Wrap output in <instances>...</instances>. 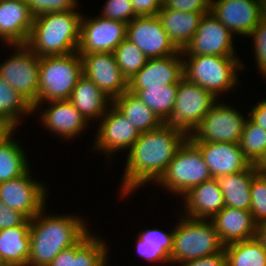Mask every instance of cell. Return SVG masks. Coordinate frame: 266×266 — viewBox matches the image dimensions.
Wrapping results in <instances>:
<instances>
[{"mask_svg":"<svg viewBox=\"0 0 266 266\" xmlns=\"http://www.w3.org/2000/svg\"><path fill=\"white\" fill-rule=\"evenodd\" d=\"M187 138L184 131L166 123L152 131L140 133L126 157L119 199L129 197L145 184H155Z\"/></svg>","mask_w":266,"mask_h":266,"instance_id":"cell-1","label":"cell"},{"mask_svg":"<svg viewBox=\"0 0 266 266\" xmlns=\"http://www.w3.org/2000/svg\"><path fill=\"white\" fill-rule=\"evenodd\" d=\"M44 207L30 220V256L27 266H48L64 249L78 243L91 229L84 217L48 214Z\"/></svg>","mask_w":266,"mask_h":266,"instance_id":"cell-2","label":"cell"},{"mask_svg":"<svg viewBox=\"0 0 266 266\" xmlns=\"http://www.w3.org/2000/svg\"><path fill=\"white\" fill-rule=\"evenodd\" d=\"M81 18L77 9L40 14L34 17L25 45L40 58L74 53L79 45Z\"/></svg>","mask_w":266,"mask_h":266,"instance_id":"cell-3","label":"cell"},{"mask_svg":"<svg viewBox=\"0 0 266 266\" xmlns=\"http://www.w3.org/2000/svg\"><path fill=\"white\" fill-rule=\"evenodd\" d=\"M182 57L184 78L212 92L219 99L236 88L240 80L237 73L246 69L239 55Z\"/></svg>","mask_w":266,"mask_h":266,"instance_id":"cell-4","label":"cell"},{"mask_svg":"<svg viewBox=\"0 0 266 266\" xmlns=\"http://www.w3.org/2000/svg\"><path fill=\"white\" fill-rule=\"evenodd\" d=\"M174 227L170 264L176 266L199 259L224 249L217 231L210 220L191 219L181 214Z\"/></svg>","mask_w":266,"mask_h":266,"instance_id":"cell-5","label":"cell"},{"mask_svg":"<svg viewBox=\"0 0 266 266\" xmlns=\"http://www.w3.org/2000/svg\"><path fill=\"white\" fill-rule=\"evenodd\" d=\"M211 179L212 176L202 152L187 138L178 148L173 160L155 186L159 185L172 196L182 198L193 187Z\"/></svg>","mask_w":266,"mask_h":266,"instance_id":"cell-6","label":"cell"},{"mask_svg":"<svg viewBox=\"0 0 266 266\" xmlns=\"http://www.w3.org/2000/svg\"><path fill=\"white\" fill-rule=\"evenodd\" d=\"M83 75L80 54L40 58L37 103L69 100L78 79Z\"/></svg>","mask_w":266,"mask_h":266,"instance_id":"cell-7","label":"cell"},{"mask_svg":"<svg viewBox=\"0 0 266 266\" xmlns=\"http://www.w3.org/2000/svg\"><path fill=\"white\" fill-rule=\"evenodd\" d=\"M230 105L219 99L188 138L192 142L239 143L248 118Z\"/></svg>","mask_w":266,"mask_h":266,"instance_id":"cell-8","label":"cell"},{"mask_svg":"<svg viewBox=\"0 0 266 266\" xmlns=\"http://www.w3.org/2000/svg\"><path fill=\"white\" fill-rule=\"evenodd\" d=\"M8 46L15 51L0 63V77L34 107L38 100L40 57L25 44Z\"/></svg>","mask_w":266,"mask_h":266,"instance_id":"cell-9","label":"cell"},{"mask_svg":"<svg viewBox=\"0 0 266 266\" xmlns=\"http://www.w3.org/2000/svg\"><path fill=\"white\" fill-rule=\"evenodd\" d=\"M218 100L212 92L183 78L178 83L173 112L165 123L189 135Z\"/></svg>","mask_w":266,"mask_h":266,"instance_id":"cell-10","label":"cell"},{"mask_svg":"<svg viewBox=\"0 0 266 266\" xmlns=\"http://www.w3.org/2000/svg\"><path fill=\"white\" fill-rule=\"evenodd\" d=\"M31 173L29 168L23 175L0 183V200L29 220L46 207L49 198L46 182L36 180Z\"/></svg>","mask_w":266,"mask_h":266,"instance_id":"cell-11","label":"cell"},{"mask_svg":"<svg viewBox=\"0 0 266 266\" xmlns=\"http://www.w3.org/2000/svg\"><path fill=\"white\" fill-rule=\"evenodd\" d=\"M98 122L92 148L94 152H104L106 159H111L118 151H129L140 136L134 125L113 104Z\"/></svg>","mask_w":266,"mask_h":266,"instance_id":"cell-12","label":"cell"},{"mask_svg":"<svg viewBox=\"0 0 266 266\" xmlns=\"http://www.w3.org/2000/svg\"><path fill=\"white\" fill-rule=\"evenodd\" d=\"M127 24L101 16L82 15L80 24V40L77 52L113 53L126 38Z\"/></svg>","mask_w":266,"mask_h":266,"instance_id":"cell-13","label":"cell"},{"mask_svg":"<svg viewBox=\"0 0 266 266\" xmlns=\"http://www.w3.org/2000/svg\"><path fill=\"white\" fill-rule=\"evenodd\" d=\"M234 35L211 12L203 15L182 56L214 55L237 56Z\"/></svg>","mask_w":266,"mask_h":266,"instance_id":"cell-14","label":"cell"},{"mask_svg":"<svg viewBox=\"0 0 266 266\" xmlns=\"http://www.w3.org/2000/svg\"><path fill=\"white\" fill-rule=\"evenodd\" d=\"M126 38L148 59L163 58L180 51L170 40L157 15L135 17L127 24Z\"/></svg>","mask_w":266,"mask_h":266,"instance_id":"cell-15","label":"cell"},{"mask_svg":"<svg viewBox=\"0 0 266 266\" xmlns=\"http://www.w3.org/2000/svg\"><path fill=\"white\" fill-rule=\"evenodd\" d=\"M49 104L47 107L40 110L41 105ZM39 111L41 125L50 134L59 136L58 138L73 140L76 137H81V133L87 130L89 122L82 116V114L74 107L69 100H53L48 102L36 103L33 107V113ZM86 128V129H85Z\"/></svg>","mask_w":266,"mask_h":266,"instance_id":"cell-16","label":"cell"},{"mask_svg":"<svg viewBox=\"0 0 266 266\" xmlns=\"http://www.w3.org/2000/svg\"><path fill=\"white\" fill-rule=\"evenodd\" d=\"M83 75L92 80L112 101L128 90L113 53L80 54Z\"/></svg>","mask_w":266,"mask_h":266,"instance_id":"cell-17","label":"cell"},{"mask_svg":"<svg viewBox=\"0 0 266 266\" xmlns=\"http://www.w3.org/2000/svg\"><path fill=\"white\" fill-rule=\"evenodd\" d=\"M210 12L235 36H248L262 19L260 0H211Z\"/></svg>","mask_w":266,"mask_h":266,"instance_id":"cell-18","label":"cell"},{"mask_svg":"<svg viewBox=\"0 0 266 266\" xmlns=\"http://www.w3.org/2000/svg\"><path fill=\"white\" fill-rule=\"evenodd\" d=\"M184 78L181 50L163 58L148 59L145 66L128 81V90L178 84Z\"/></svg>","mask_w":266,"mask_h":266,"instance_id":"cell-19","label":"cell"},{"mask_svg":"<svg viewBox=\"0 0 266 266\" xmlns=\"http://www.w3.org/2000/svg\"><path fill=\"white\" fill-rule=\"evenodd\" d=\"M202 152L212 178L234 174L252 164L243 154L239 143L193 142Z\"/></svg>","mask_w":266,"mask_h":266,"instance_id":"cell-20","label":"cell"},{"mask_svg":"<svg viewBox=\"0 0 266 266\" xmlns=\"http://www.w3.org/2000/svg\"><path fill=\"white\" fill-rule=\"evenodd\" d=\"M34 16L25 0L0 1V42L5 45L26 44Z\"/></svg>","mask_w":266,"mask_h":266,"instance_id":"cell-21","label":"cell"},{"mask_svg":"<svg viewBox=\"0 0 266 266\" xmlns=\"http://www.w3.org/2000/svg\"><path fill=\"white\" fill-rule=\"evenodd\" d=\"M181 199L183 216L191 219L210 220L225 207L222 191L215 178L193 187Z\"/></svg>","mask_w":266,"mask_h":266,"instance_id":"cell-22","label":"cell"},{"mask_svg":"<svg viewBox=\"0 0 266 266\" xmlns=\"http://www.w3.org/2000/svg\"><path fill=\"white\" fill-rule=\"evenodd\" d=\"M210 221L224 246L255 237L256 222L250 211L225 206Z\"/></svg>","mask_w":266,"mask_h":266,"instance_id":"cell-23","label":"cell"},{"mask_svg":"<svg viewBox=\"0 0 266 266\" xmlns=\"http://www.w3.org/2000/svg\"><path fill=\"white\" fill-rule=\"evenodd\" d=\"M69 101L89 123L99 121L112 104V100L84 75L78 79Z\"/></svg>","mask_w":266,"mask_h":266,"instance_id":"cell-24","label":"cell"},{"mask_svg":"<svg viewBox=\"0 0 266 266\" xmlns=\"http://www.w3.org/2000/svg\"><path fill=\"white\" fill-rule=\"evenodd\" d=\"M30 256V220L0 230V259L5 266H27Z\"/></svg>","mask_w":266,"mask_h":266,"instance_id":"cell-25","label":"cell"},{"mask_svg":"<svg viewBox=\"0 0 266 266\" xmlns=\"http://www.w3.org/2000/svg\"><path fill=\"white\" fill-rule=\"evenodd\" d=\"M208 12H182L169 8H161L157 16L170 40L179 50H183L190 42L199 27L204 14Z\"/></svg>","mask_w":266,"mask_h":266,"instance_id":"cell-26","label":"cell"},{"mask_svg":"<svg viewBox=\"0 0 266 266\" xmlns=\"http://www.w3.org/2000/svg\"><path fill=\"white\" fill-rule=\"evenodd\" d=\"M172 229L171 232L163 231V229L160 230L159 228L141 230L135 241L138 257L151 263L170 265L174 226Z\"/></svg>","mask_w":266,"mask_h":266,"instance_id":"cell-27","label":"cell"},{"mask_svg":"<svg viewBox=\"0 0 266 266\" xmlns=\"http://www.w3.org/2000/svg\"><path fill=\"white\" fill-rule=\"evenodd\" d=\"M255 174L253 165H251L242 172L216 178L224 197L225 206L250 211L251 184Z\"/></svg>","mask_w":266,"mask_h":266,"instance_id":"cell-28","label":"cell"},{"mask_svg":"<svg viewBox=\"0 0 266 266\" xmlns=\"http://www.w3.org/2000/svg\"><path fill=\"white\" fill-rule=\"evenodd\" d=\"M112 104L134 125L139 133L158 128L163 122L134 93L127 90Z\"/></svg>","mask_w":266,"mask_h":266,"instance_id":"cell-29","label":"cell"},{"mask_svg":"<svg viewBox=\"0 0 266 266\" xmlns=\"http://www.w3.org/2000/svg\"><path fill=\"white\" fill-rule=\"evenodd\" d=\"M108 241L89 231L78 243L71 246V266H107Z\"/></svg>","mask_w":266,"mask_h":266,"instance_id":"cell-30","label":"cell"},{"mask_svg":"<svg viewBox=\"0 0 266 266\" xmlns=\"http://www.w3.org/2000/svg\"><path fill=\"white\" fill-rule=\"evenodd\" d=\"M16 129L0 142V183L23 175L29 168V160L22 144L14 137Z\"/></svg>","mask_w":266,"mask_h":266,"instance_id":"cell-31","label":"cell"},{"mask_svg":"<svg viewBox=\"0 0 266 266\" xmlns=\"http://www.w3.org/2000/svg\"><path fill=\"white\" fill-rule=\"evenodd\" d=\"M33 114V106L0 77V118L18 130L24 116Z\"/></svg>","mask_w":266,"mask_h":266,"instance_id":"cell-32","label":"cell"},{"mask_svg":"<svg viewBox=\"0 0 266 266\" xmlns=\"http://www.w3.org/2000/svg\"><path fill=\"white\" fill-rule=\"evenodd\" d=\"M178 84L149 87L142 90H129L143 101L155 115L165 123L171 116L177 96Z\"/></svg>","mask_w":266,"mask_h":266,"instance_id":"cell-33","label":"cell"},{"mask_svg":"<svg viewBox=\"0 0 266 266\" xmlns=\"http://www.w3.org/2000/svg\"><path fill=\"white\" fill-rule=\"evenodd\" d=\"M224 250L227 266H266V250L255 238L229 244Z\"/></svg>","mask_w":266,"mask_h":266,"instance_id":"cell-34","label":"cell"},{"mask_svg":"<svg viewBox=\"0 0 266 266\" xmlns=\"http://www.w3.org/2000/svg\"><path fill=\"white\" fill-rule=\"evenodd\" d=\"M116 62L127 81L140 71L148 58L142 51L125 38L113 52Z\"/></svg>","mask_w":266,"mask_h":266,"instance_id":"cell-35","label":"cell"},{"mask_svg":"<svg viewBox=\"0 0 266 266\" xmlns=\"http://www.w3.org/2000/svg\"><path fill=\"white\" fill-rule=\"evenodd\" d=\"M239 145L245 157L253 164L266 150V130L247 119Z\"/></svg>","mask_w":266,"mask_h":266,"instance_id":"cell-36","label":"cell"},{"mask_svg":"<svg viewBox=\"0 0 266 266\" xmlns=\"http://www.w3.org/2000/svg\"><path fill=\"white\" fill-rule=\"evenodd\" d=\"M251 208L250 212L256 223L266 220V177L253 176L251 184Z\"/></svg>","mask_w":266,"mask_h":266,"instance_id":"cell-37","label":"cell"},{"mask_svg":"<svg viewBox=\"0 0 266 266\" xmlns=\"http://www.w3.org/2000/svg\"><path fill=\"white\" fill-rule=\"evenodd\" d=\"M247 37L253 40L252 50L254 49L256 68L266 80V20L261 19Z\"/></svg>","mask_w":266,"mask_h":266,"instance_id":"cell-38","label":"cell"},{"mask_svg":"<svg viewBox=\"0 0 266 266\" xmlns=\"http://www.w3.org/2000/svg\"><path fill=\"white\" fill-rule=\"evenodd\" d=\"M104 7L98 14L101 17L130 23L137 17L131 0H106Z\"/></svg>","mask_w":266,"mask_h":266,"instance_id":"cell-39","label":"cell"},{"mask_svg":"<svg viewBox=\"0 0 266 266\" xmlns=\"http://www.w3.org/2000/svg\"><path fill=\"white\" fill-rule=\"evenodd\" d=\"M31 14L36 17L51 12L71 11L78 9V0H25Z\"/></svg>","mask_w":266,"mask_h":266,"instance_id":"cell-40","label":"cell"},{"mask_svg":"<svg viewBox=\"0 0 266 266\" xmlns=\"http://www.w3.org/2000/svg\"><path fill=\"white\" fill-rule=\"evenodd\" d=\"M211 0H162V8L182 12H210Z\"/></svg>","mask_w":266,"mask_h":266,"instance_id":"cell-41","label":"cell"},{"mask_svg":"<svg viewBox=\"0 0 266 266\" xmlns=\"http://www.w3.org/2000/svg\"><path fill=\"white\" fill-rule=\"evenodd\" d=\"M26 219L23 214L7 207L0 200V230L21 225Z\"/></svg>","mask_w":266,"mask_h":266,"instance_id":"cell-42","label":"cell"},{"mask_svg":"<svg viewBox=\"0 0 266 266\" xmlns=\"http://www.w3.org/2000/svg\"><path fill=\"white\" fill-rule=\"evenodd\" d=\"M178 266H227L226 252L223 249L216 254L205 256L199 259L189 260Z\"/></svg>","mask_w":266,"mask_h":266,"instance_id":"cell-43","label":"cell"},{"mask_svg":"<svg viewBox=\"0 0 266 266\" xmlns=\"http://www.w3.org/2000/svg\"><path fill=\"white\" fill-rule=\"evenodd\" d=\"M137 16H155L162 8V0H131Z\"/></svg>","mask_w":266,"mask_h":266,"instance_id":"cell-44","label":"cell"},{"mask_svg":"<svg viewBox=\"0 0 266 266\" xmlns=\"http://www.w3.org/2000/svg\"><path fill=\"white\" fill-rule=\"evenodd\" d=\"M255 106L250 107L248 119L266 130V98L260 100Z\"/></svg>","mask_w":266,"mask_h":266,"instance_id":"cell-45","label":"cell"},{"mask_svg":"<svg viewBox=\"0 0 266 266\" xmlns=\"http://www.w3.org/2000/svg\"><path fill=\"white\" fill-rule=\"evenodd\" d=\"M48 266H71V247L59 252Z\"/></svg>","mask_w":266,"mask_h":266,"instance_id":"cell-46","label":"cell"},{"mask_svg":"<svg viewBox=\"0 0 266 266\" xmlns=\"http://www.w3.org/2000/svg\"><path fill=\"white\" fill-rule=\"evenodd\" d=\"M266 250V220L256 223L255 237Z\"/></svg>","mask_w":266,"mask_h":266,"instance_id":"cell-47","label":"cell"},{"mask_svg":"<svg viewBox=\"0 0 266 266\" xmlns=\"http://www.w3.org/2000/svg\"><path fill=\"white\" fill-rule=\"evenodd\" d=\"M258 175L266 177V150L252 164Z\"/></svg>","mask_w":266,"mask_h":266,"instance_id":"cell-48","label":"cell"},{"mask_svg":"<svg viewBox=\"0 0 266 266\" xmlns=\"http://www.w3.org/2000/svg\"><path fill=\"white\" fill-rule=\"evenodd\" d=\"M15 128L11 126L6 120L0 118V142L8 137Z\"/></svg>","mask_w":266,"mask_h":266,"instance_id":"cell-49","label":"cell"},{"mask_svg":"<svg viewBox=\"0 0 266 266\" xmlns=\"http://www.w3.org/2000/svg\"><path fill=\"white\" fill-rule=\"evenodd\" d=\"M260 1H261L262 19L266 20V0H260Z\"/></svg>","mask_w":266,"mask_h":266,"instance_id":"cell-50","label":"cell"},{"mask_svg":"<svg viewBox=\"0 0 266 266\" xmlns=\"http://www.w3.org/2000/svg\"><path fill=\"white\" fill-rule=\"evenodd\" d=\"M0 266H5L1 259H0Z\"/></svg>","mask_w":266,"mask_h":266,"instance_id":"cell-51","label":"cell"}]
</instances>
